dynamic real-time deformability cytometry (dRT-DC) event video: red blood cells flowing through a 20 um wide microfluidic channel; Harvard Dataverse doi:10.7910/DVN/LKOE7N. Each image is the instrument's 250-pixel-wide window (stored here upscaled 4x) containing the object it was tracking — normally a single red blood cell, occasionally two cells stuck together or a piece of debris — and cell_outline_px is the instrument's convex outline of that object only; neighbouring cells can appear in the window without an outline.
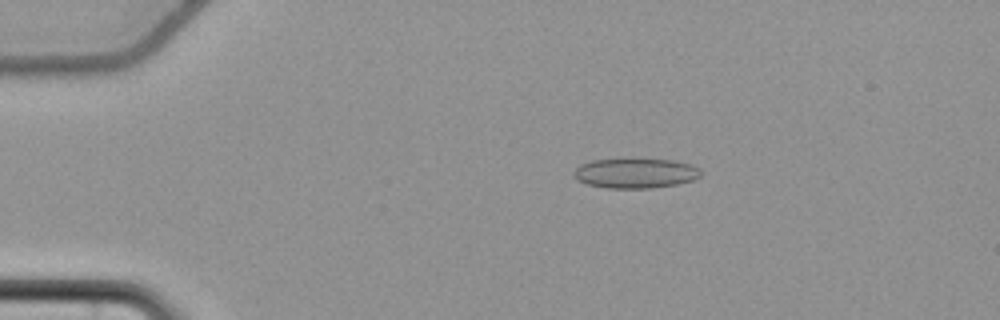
{"species": "common noctule bat (a hibernating species)", "species_latin": "Nyctalus noctula", "temperature_condition": "cold", "stored_images_in_passage": 57, "camera_frame_rate_fps": 3000, "um_per_image_px": 0.085, "animal": {"sex": "female", "body_mass_g": 22.7, "forearm_length_mm": 54.2}, "frame": {"image": 1, "passage_image": 12, "time_ms": 3.667, "image_size_px": [1000, 320], "cell_outline_px": [[700, 176], [692, 180], [676, 184], [652, 188], [604, 188], [588, 184], [576, 180], [572, 172], [580, 164], [592, 160], [672, 160], [692, 164], [700, 168]], "centroid_in_image_um": [53.99, 14.73], "position_along_channel_um": 31.0, "area_um2": 21.91}}
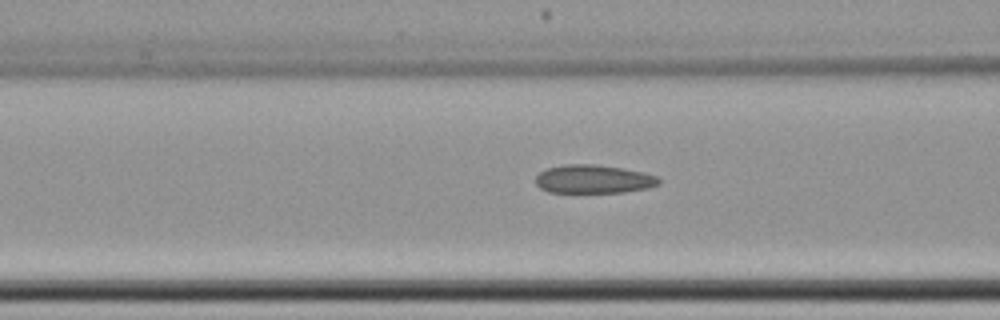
{"frame": {"image": 2, "passage_image": 24, "time_ms": 7.667, "image_size_px": [1000, 320], "cell_outline_px": [[660, 184], [648, 188], [624, 192], [548, 192], [540, 188], [536, 184], [536, 176], [540, 172], [548, 168], [564, 164], [596, 164], [624, 168], [644, 172], [656, 176], [660, 180]], "centroid_in_image_um": [50.46, 15.22], "position_along_channel_um": 116.1, "area_um2": 20.52}}
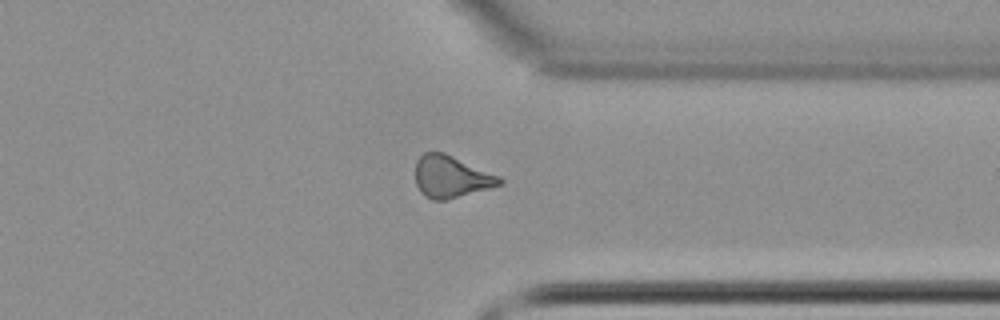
{"frame": {"image": 3, "passage_image": 45, "time_ms": 14.667, "image_size_px": [1000, 320], "cell_outline_px": [[504, 184], [444, 200], [432, 200], [424, 196], [420, 192], [416, 184], [416, 160], [424, 152], [444, 152], [500, 176], [504, 180]], "centroid_in_image_um": [38.34, 15.02], "position_along_channel_um": 373.1, "area_um2": 20.58}, "authors_computed_cell_mechanics": {"area_um2": 21.1548, "velocity_mm_per_s": 3.6843, "shape_relaxation_time_tau1_ms": 5.2032, "shape_relaxation_time_tau2_ms": 4.8006, "deformation_change_tau1": 0.0804, "deformation_change_tau2": 0.1255}}